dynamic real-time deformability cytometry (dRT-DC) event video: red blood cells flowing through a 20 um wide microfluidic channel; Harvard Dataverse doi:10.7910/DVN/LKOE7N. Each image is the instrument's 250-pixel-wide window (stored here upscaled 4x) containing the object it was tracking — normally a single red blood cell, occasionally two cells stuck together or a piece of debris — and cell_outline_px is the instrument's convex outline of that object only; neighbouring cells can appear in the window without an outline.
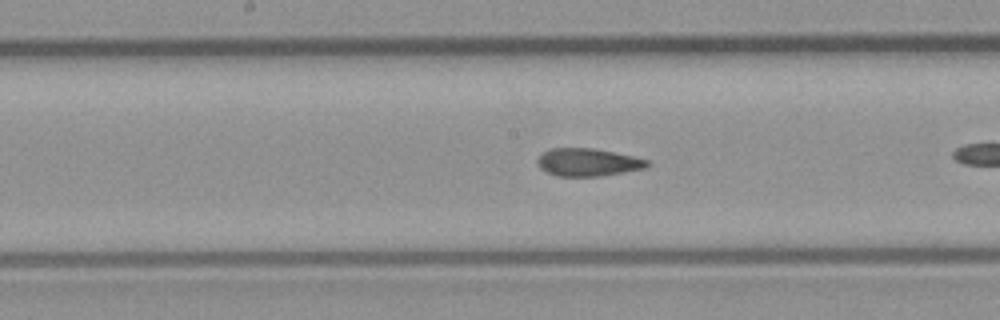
{"species": "common noctule bat (a hibernating species)", "species_latin": "Nyctalus noctula", "temperature_condition": "room temperature", "stored_images_in_passage": 32, "camera_frame_rate_fps": 3000, "um_per_image_px": 0.085, "animal": {"sex": "male", "body_mass_g": 23.1, "forearm_length_mm": 52.7}, "frame": {"image": 1, "passage_image": 19, "time_ms": 6.0, "image_size_px": [1000, 320], "cell_outline_px": [[652, 164], [644, 168], [624, 172], [600, 176], [556, 176], [540, 168], [536, 164], [536, 160], [544, 152], [552, 148], [592, 148], [632, 156], [648, 160]], "centroid_in_image_um": [49.96, 13.8], "position_along_channel_um": 198.2, "area_um2": 17.63}}
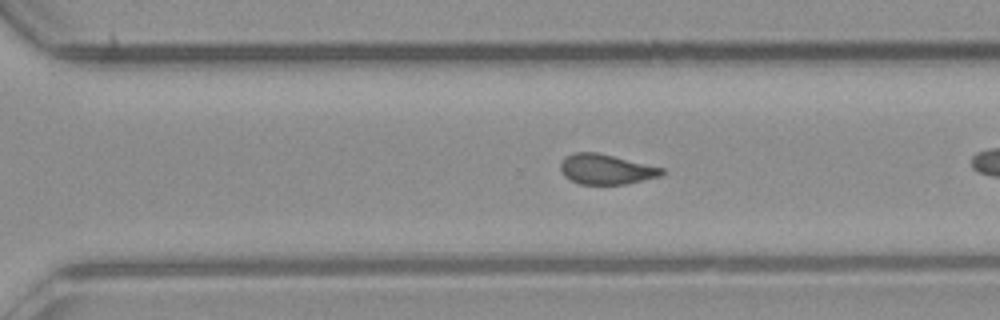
{"frame": {"image": 2, "passage_image": 28, "time_ms": 9.0, "image_size_px": [1000, 320], "cell_outline_px": [[664, 172], [660, 176], [624, 184], [580, 184], [564, 176], [560, 172], [560, 160], [564, 156], [576, 152], [596, 152], [664, 168]], "centroid_in_image_um": [51.46, 14.38], "position_along_channel_um": 319.1, "area_um2": 17.69}}